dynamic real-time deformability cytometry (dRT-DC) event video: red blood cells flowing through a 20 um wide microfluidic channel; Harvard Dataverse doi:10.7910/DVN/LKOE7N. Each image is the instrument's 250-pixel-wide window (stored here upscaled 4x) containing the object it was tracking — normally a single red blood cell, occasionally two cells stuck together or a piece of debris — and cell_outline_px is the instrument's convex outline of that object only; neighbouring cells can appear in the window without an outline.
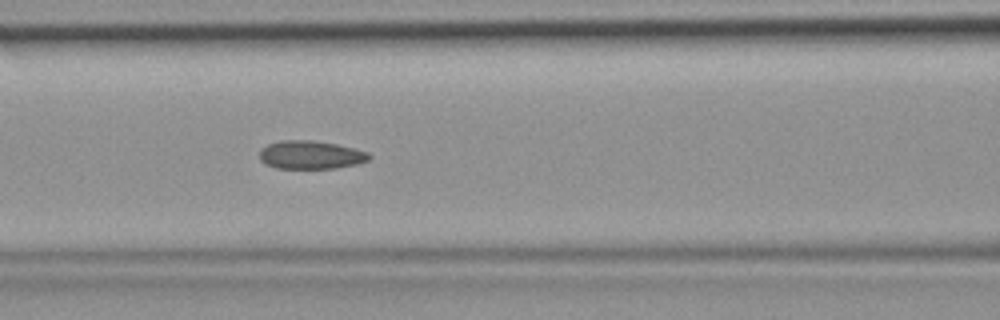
{"species": "common noctule bat (a hibernating species)", "species_latin": "Nyctalus noctula", "temperature_condition": "room temperature", "stored_images_in_passage": 42, "camera_frame_rate_fps": 3000, "um_per_image_px": 0.085, "animal": {"sex": "female", "body_mass_g": 19.9}, "frame": {"image": 1, "passage_image": 18, "time_ms": 5.667, "image_size_px": [1000, 320], "cell_outline_px": [[372, 156], [368, 160], [356, 164], [336, 168], [276, 168], [264, 164], [260, 160], [260, 148], [268, 144], [280, 140], [312, 140], [336, 144], [368, 152]], "centroid_in_image_um": [26.37, 13.16], "position_along_channel_um": 140.2, "area_um2": 18.09}}
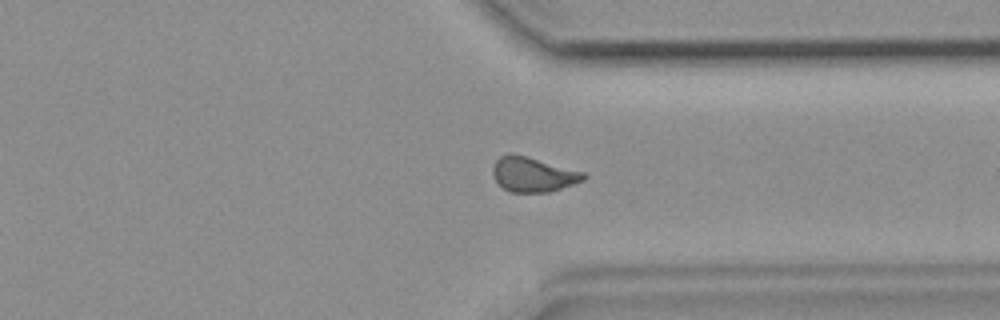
{"frame": {"image": 2, "passage_image": 33, "time_ms": 10.667, "image_size_px": [1000, 320], "cell_outline_px": [[588, 176], [584, 180], [548, 192], [508, 192], [496, 180], [492, 172], [492, 168], [496, 160], [500, 156], [524, 156], [584, 172]], "centroid_in_image_um": [45.32, 14.86], "position_along_channel_um": 366.1, "area_um2": 17.74}}
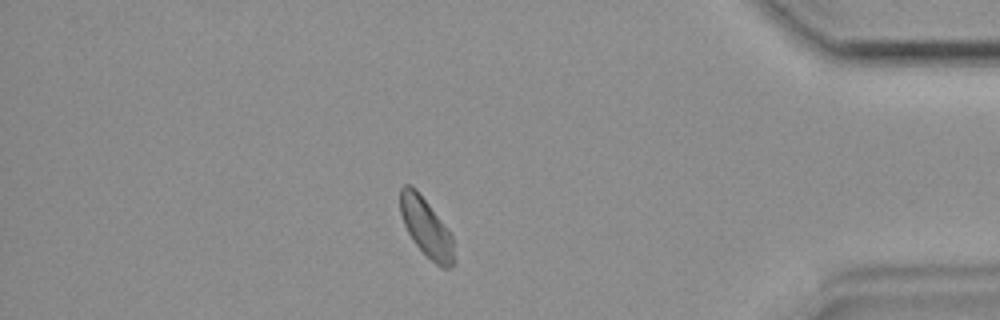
{"frame": {"image": 3, "passage_image": 36, "time_ms": 11.667, "image_size_px": [1000, 320], "cell_outline_px": [[456, 264], [448, 268], [444, 268], [436, 264], [412, 240], [404, 224], [400, 212], [400, 188], [404, 184], [408, 184], [416, 188], [448, 228], [452, 236], [456, 260]], "centroid_in_image_um": [36.25, 19.34], "position_along_channel_um": 398.9, "area_um2": 18.5}}